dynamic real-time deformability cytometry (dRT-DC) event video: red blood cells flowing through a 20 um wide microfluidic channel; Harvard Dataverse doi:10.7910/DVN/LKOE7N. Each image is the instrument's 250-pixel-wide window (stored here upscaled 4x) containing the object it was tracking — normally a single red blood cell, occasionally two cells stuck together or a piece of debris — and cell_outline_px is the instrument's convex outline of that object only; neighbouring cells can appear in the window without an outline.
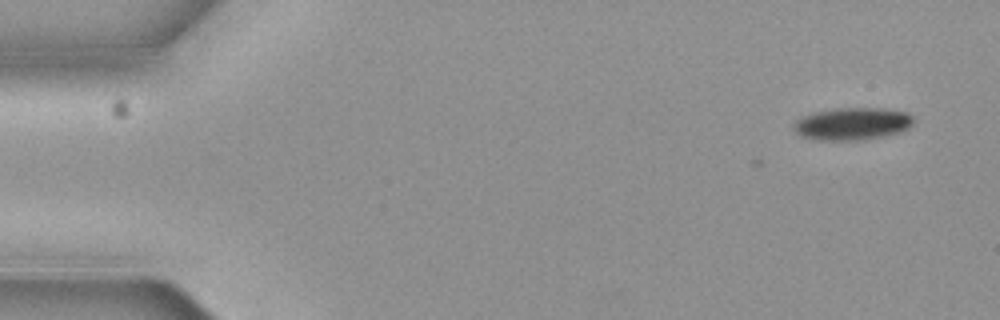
{"species": "common noctule bat (a hibernating species)", "species_latin": "Nyctalus noctula", "temperature_condition": "cold", "stored_images_in_passage": 3, "camera_frame_rate_fps": 3000, "um_per_image_px": 0.085, "animal": {"sex": "female", "body_mass_g": 19.3, "forearm_length_mm": 54.1}, "frame": {"image": 1, "passage_image": 3, "time_ms": 0.667, "image_size_px": [1000, 320], "cell_outline_px": [[912, 124], [908, 128], [900, 132], [884, 136], [860, 140], [820, 140], [800, 136], [792, 128], [796, 120], [800, 116], [812, 112], [836, 108], [884, 108], [904, 112], [912, 116]], "centroid_in_image_um": [72.4, 10.52], "position_along_channel_um": 12.6, "area_um2": 22.72}}